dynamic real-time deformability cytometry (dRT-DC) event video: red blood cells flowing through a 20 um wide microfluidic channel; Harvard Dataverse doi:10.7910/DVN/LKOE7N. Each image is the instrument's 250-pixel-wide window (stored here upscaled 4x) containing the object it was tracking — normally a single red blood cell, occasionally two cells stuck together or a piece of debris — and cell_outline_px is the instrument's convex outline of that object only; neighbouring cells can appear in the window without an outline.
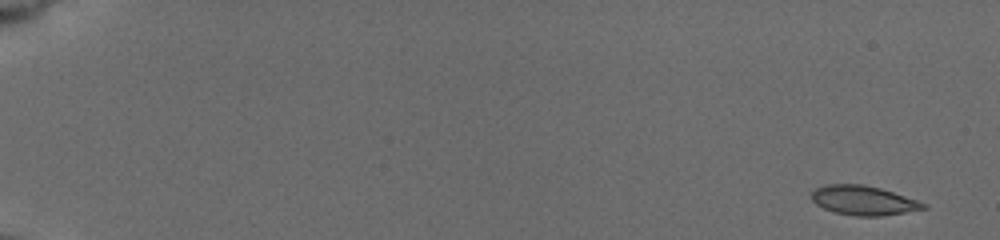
{"species": "common noctule bat (a hibernating species)", "species_latin": "Nyctalus noctula", "temperature_condition": "cold", "stored_images_in_passage": 6, "camera_frame_rate_fps": 3000, "um_per_image_px": 0.085, "animal": {"sex": "female", "body_mass_g": 19.5, "forearm_length_mm": 54.1}, "frame": {"image": 1, "passage_image": 1, "time_ms": 0.0, "image_size_px": [1000, 240], "cell_outline_px": [[928, 208], [880, 216], [856, 216], [836, 212], [824, 208], [816, 204], [812, 200], [812, 192], [816, 188], [824, 184], [864, 184], [880, 188], [928, 204]], "centroid_in_image_um": [73.38, 17.03], "position_along_channel_um": 11.6, "area_um2": 18.96}}
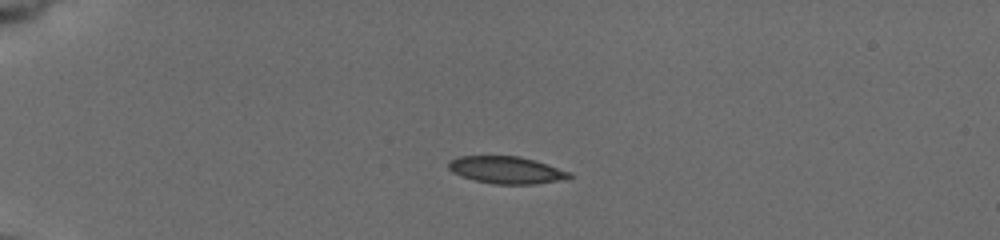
{"frame": {"image": 2, "passage_image": 5, "time_ms": 4.333, "image_size_px": [1000, 240], "cell_outline_px": [[572, 176], [556, 180], [536, 184], [496, 184], [476, 180], [452, 172], [448, 168], [448, 160], [460, 156], [520, 156], [536, 160], [572, 172]], "centroid_in_image_um": [43.04, 14.43], "position_along_channel_um": 42.0, "area_um2": 19.02}}